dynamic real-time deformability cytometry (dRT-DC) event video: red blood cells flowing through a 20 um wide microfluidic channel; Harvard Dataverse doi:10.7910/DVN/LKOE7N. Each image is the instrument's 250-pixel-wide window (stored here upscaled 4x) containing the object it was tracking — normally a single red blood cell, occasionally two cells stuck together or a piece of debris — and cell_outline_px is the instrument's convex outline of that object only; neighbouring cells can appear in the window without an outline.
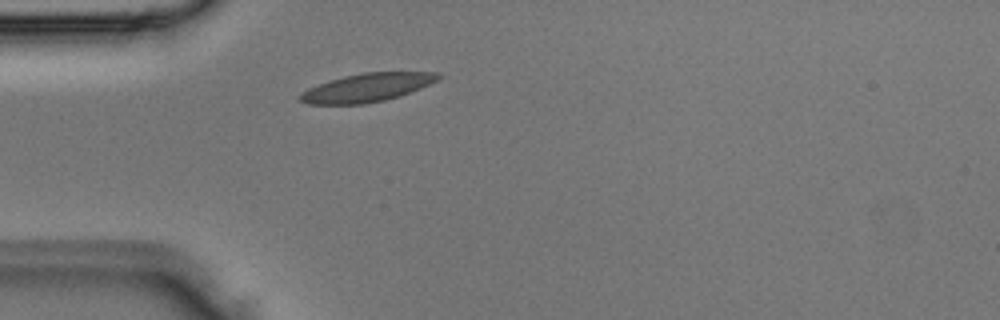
{"species": "Egyptian fruit bat (a non-hibernating species)", "species_latin": "Rousettus aegyptiacus", "temperature_condition": "room temperature", "stored_images_in_passage": 1, "camera_frame_rate_fps": 3000, "um_per_image_px": 0.085, "animal": {"sex": "male"}, "frame": {"image": 1, "passage_image": 1, "time_ms": 0.0, "image_size_px": [1000, 320], "cell_outline_px": [[444, 76], [420, 88], [400, 96], [384, 100], [364, 104], [308, 104], [300, 100], [300, 92], [308, 88], [328, 80], [344, 76], [364, 72], [440, 72]], "centroid_in_image_um": [31.19, 7.44], "position_along_channel_um": 53.8, "area_um2": 22.83}}